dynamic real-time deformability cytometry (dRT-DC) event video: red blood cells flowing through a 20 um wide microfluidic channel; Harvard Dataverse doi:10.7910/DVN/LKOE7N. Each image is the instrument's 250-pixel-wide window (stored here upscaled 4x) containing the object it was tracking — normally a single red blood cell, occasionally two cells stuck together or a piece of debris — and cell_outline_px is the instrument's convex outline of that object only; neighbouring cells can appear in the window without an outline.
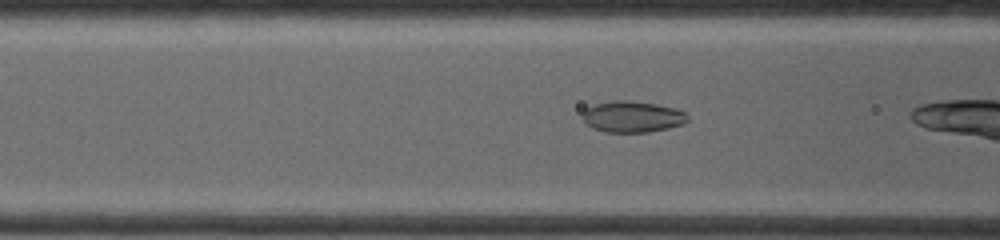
{"species": "common noctule bat (a hibernating species)", "species_latin": "Nyctalus noctula", "temperature_condition": "warm", "stored_images_in_passage": 14, "camera_frame_rate_fps": 4500, "um_per_image_px": 0.085, "animal": {"sex": "female", "body_mass_g": 19.0, "forearm_length_mm": 53.3}, "frame": {"image": 1, "passage_image": 10, "time_ms": 2.0, "image_size_px": [1000, 240], "cell_outline_px": [[688, 120], [684, 124], [668, 128], [648, 132], [604, 132], [592, 128], [584, 120], [584, 108], [596, 104], [616, 100], [628, 100], [656, 104], [676, 108], [684, 112], [688, 116]], "centroid_in_image_um": [53.77, 9.92], "position_along_channel_um": 112.8, "area_um2": 19.07}}